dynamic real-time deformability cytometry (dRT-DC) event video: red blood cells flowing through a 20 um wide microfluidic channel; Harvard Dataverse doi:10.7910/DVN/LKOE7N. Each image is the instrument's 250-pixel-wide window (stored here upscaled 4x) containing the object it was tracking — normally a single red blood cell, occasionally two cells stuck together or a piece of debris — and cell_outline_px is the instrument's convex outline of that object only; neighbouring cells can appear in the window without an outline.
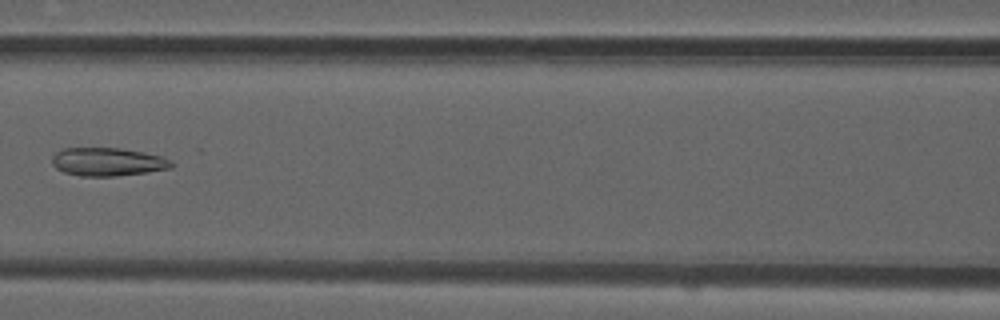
{"species": "common noctule bat (a hibernating species)", "species_latin": "Nyctalus noctula", "temperature_condition": "room temperature", "stored_images_in_passage": 7, "camera_frame_rate_fps": 3000, "um_per_image_px": 0.085, "animal": {"sex": "male", "forearm_length_mm": 52.5}, "frame": {"image": 1, "passage_image": 6, "time_ms": 1.667, "image_size_px": [1000, 320], "cell_outline_px": [[176, 164], [172, 168], [148, 172], [116, 176], [80, 176], [64, 172], [56, 168], [52, 164], [52, 156], [56, 152], [64, 148], [120, 148], [144, 152], [164, 156], [172, 160]], "centroid_in_image_um": [9.21, 13.75], "position_along_channel_um": 157.4, "area_um2": 19.94}}
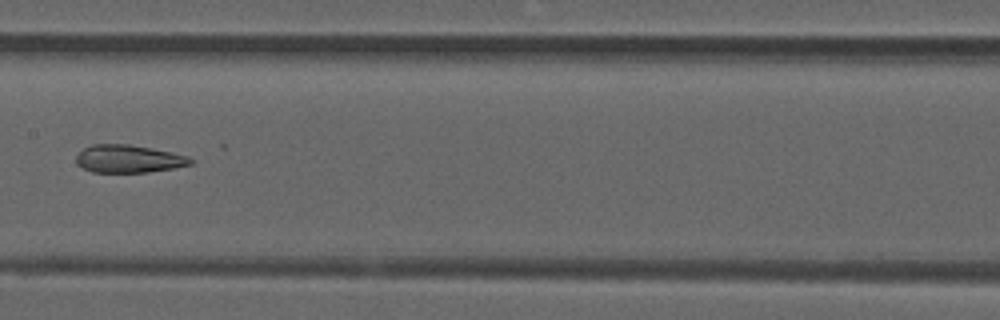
{"frame": {"image": 2, "passage_image": 7, "time_ms": 2.0, "image_size_px": [1000, 320], "cell_outline_px": [[192, 164], [172, 168], [148, 172], [92, 172], [84, 168], [76, 160], [76, 156], [84, 148], [92, 144], [128, 144], [152, 148], [188, 156], [192, 160]], "centroid_in_image_um": [10.93, 13.49], "position_along_channel_um": 196.5, "area_um2": 18.26}}